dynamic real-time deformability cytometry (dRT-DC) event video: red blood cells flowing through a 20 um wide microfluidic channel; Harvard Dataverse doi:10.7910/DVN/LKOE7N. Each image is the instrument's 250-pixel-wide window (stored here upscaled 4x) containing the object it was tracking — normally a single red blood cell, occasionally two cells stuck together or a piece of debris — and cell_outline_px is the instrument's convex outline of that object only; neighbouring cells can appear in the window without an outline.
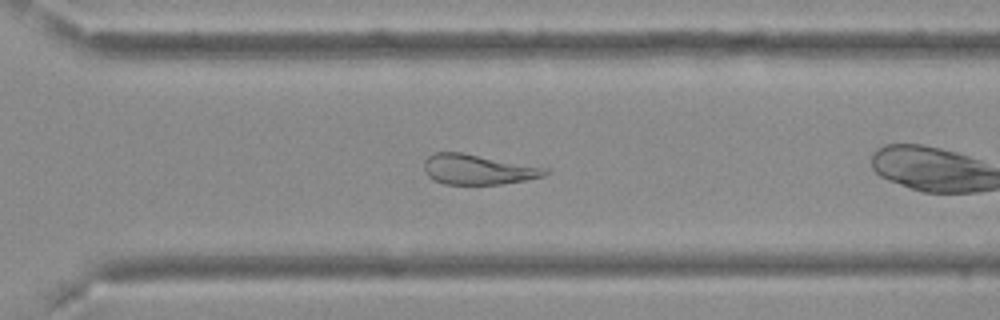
{"species": "Egyptian fruit bat (a non-hibernating species)", "species_latin": "Rousettus aegyptiacus", "temperature_condition": "cold", "stored_images_in_passage": 40, "camera_frame_rate_fps": 3000, "um_per_image_px": 0.085, "frame": {"image": 1, "passage_image": 23, "time_ms": 7.333, "image_size_px": [1000, 320], "cell_outline_px": [[552, 168], [544, 176], [524, 180], [500, 184], [444, 184], [428, 176], [424, 172], [424, 160], [428, 156], [436, 152], [460, 152]], "centroid_in_image_um": [40.65, 14.39], "position_along_channel_um": 330.0, "area_um2": 21.33}}
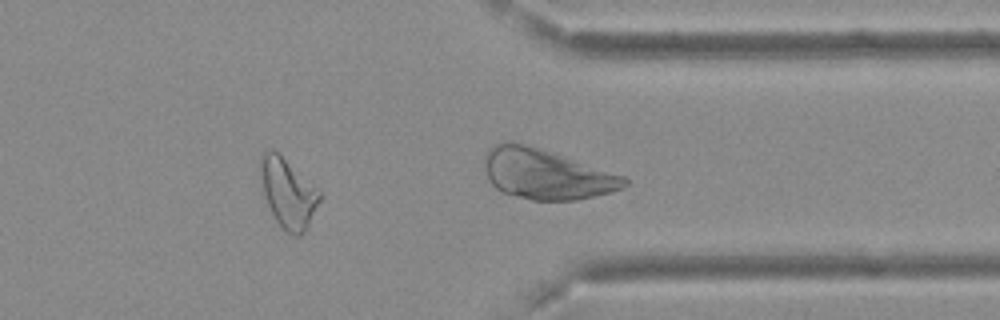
{"frame": {"image": 2, "passage_image": 29, "time_ms": 9.333, "image_size_px": [1000, 320], "cell_outline_px": [[320, 200], [308, 228], [300, 236], [296, 236], [280, 228], [264, 196], [260, 172], [260, 156], [268, 148], [272, 148], [320, 192]], "centroid_in_image_um": [24.46, 16.44], "position_along_channel_um": 386.9, "area_um2": 23.41}, "authors_computed_cell_mechanics": {"area_um2": 24.1026, "velocity_mm_per_s": 3.7175, "shape_relaxation_time_tau1_ms": null, "shape_relaxation_time_tau2_ms": 1.6486, "deformation_change_tau1": null, "deformation_change_tau2": 0.1172}}